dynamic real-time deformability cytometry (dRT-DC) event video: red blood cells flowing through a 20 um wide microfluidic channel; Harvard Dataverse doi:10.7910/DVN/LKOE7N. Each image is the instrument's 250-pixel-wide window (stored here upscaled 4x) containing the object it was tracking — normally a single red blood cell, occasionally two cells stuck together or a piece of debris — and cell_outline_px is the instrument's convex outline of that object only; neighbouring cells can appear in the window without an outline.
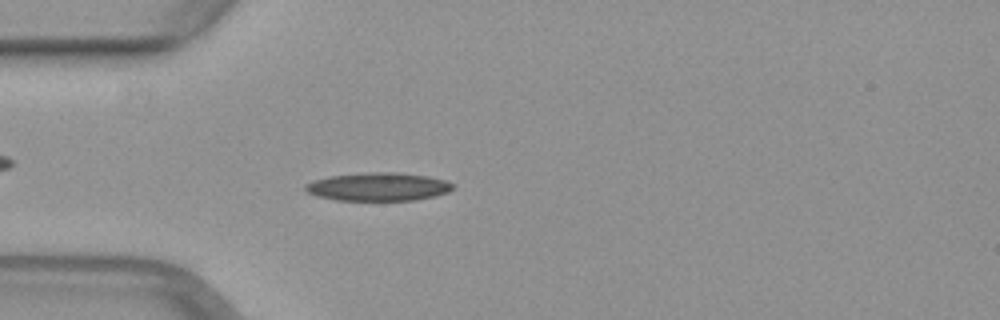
{"species": "common noctule bat (a hibernating species)", "species_latin": "Nyctalus noctula", "temperature_condition": "warm", "stored_images_in_passage": 29, "camera_frame_rate_fps": 3000, "um_per_image_px": 0.085, "animal": {"sex": "female", "body_mass_g": 29.2, "forearm_length_mm": 56.3}, "frame": {"image": 1, "passage_image": 6, "time_ms": 1.667, "image_size_px": [1000, 320], "cell_outline_px": [[452, 188], [448, 192], [416, 200], [336, 200], [316, 196], [308, 192], [304, 188], [308, 184], [316, 180], [332, 176], [368, 172], [396, 172], [428, 176], [444, 180], [452, 184]], "centroid_in_image_um": [32.16, 15.87], "position_along_channel_um": 52.8, "area_um2": 23.87}}
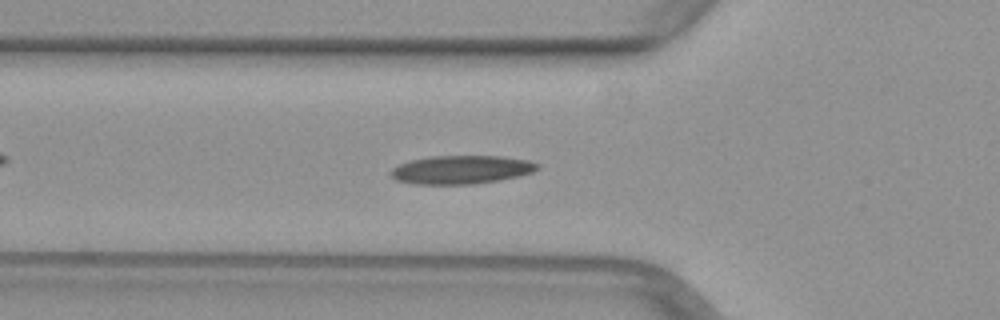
{"frame": {"image": 2, "passage_image": 9, "time_ms": 2.667, "image_size_px": [1000, 320], "cell_outline_px": [[540, 168], [532, 172], [520, 176], [472, 184], [412, 184], [396, 180], [388, 172], [392, 168], [408, 160], [432, 156], [500, 156], [528, 160], [540, 164]], "centroid_in_image_um": [39.19, 14.42], "position_along_channel_um": 86.6, "area_um2": 24.39}}
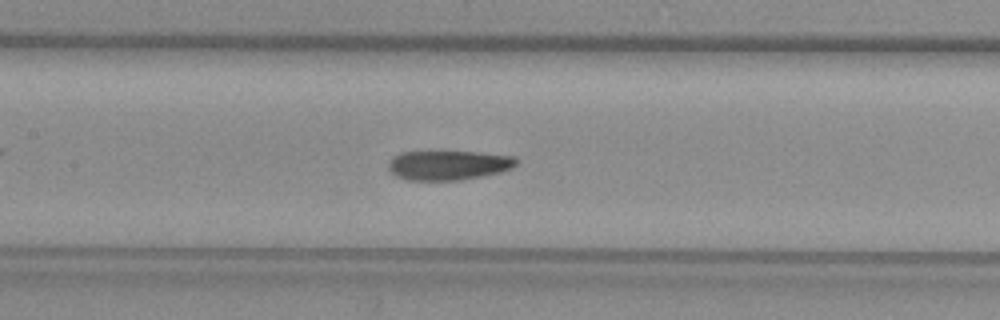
{"frame": {"image": 3, "passage_image": 15, "time_ms": 4.667, "image_size_px": [1000, 320], "cell_outline_px": [[516, 164], [512, 168], [500, 172], [460, 180], [408, 180], [396, 176], [388, 168], [388, 164], [392, 156], [400, 152], [476, 152], [516, 156]], "centroid_in_image_um": [38.1, 14.04], "position_along_channel_um": 169.3, "area_um2": 21.91}}